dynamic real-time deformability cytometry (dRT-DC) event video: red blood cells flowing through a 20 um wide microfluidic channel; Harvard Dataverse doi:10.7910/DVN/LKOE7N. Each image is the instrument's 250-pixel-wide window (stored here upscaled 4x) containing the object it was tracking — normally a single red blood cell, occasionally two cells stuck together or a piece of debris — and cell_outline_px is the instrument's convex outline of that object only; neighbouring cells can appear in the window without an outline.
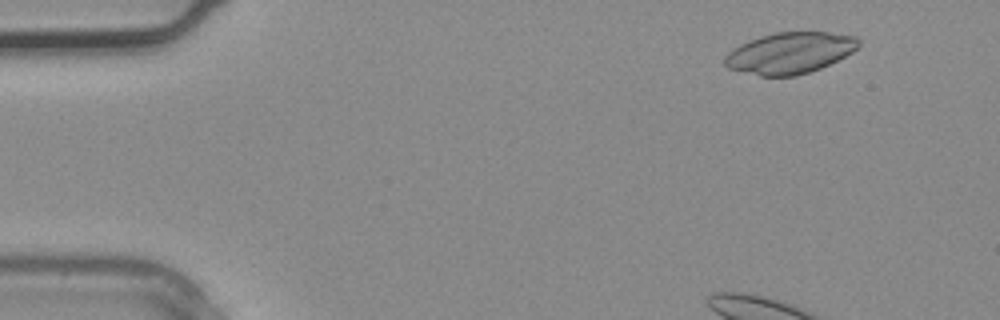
{"species": "common noctule bat (a hibernating species)", "species_latin": "Nyctalus noctula", "temperature_condition": "warm", "stored_images_in_passage": 3, "camera_frame_rate_fps": 3000, "um_per_image_px": 0.085, "animal": {"sex": "male", "body_mass_g": 20.4}, "frame": {"image": 1, "passage_image": 1, "time_ms": 0.0, "image_size_px": [1000, 320], "cell_outline_px": [[860, 44], [852, 52], [820, 68], [796, 76], [760, 76], [728, 68], [724, 64], [724, 56], [732, 48], [748, 40], [760, 36], [776, 32], [828, 32], [856, 36], [860, 40]], "centroid_in_image_um": [67.1, 4.49], "position_along_channel_um": 17.9, "area_um2": 32.14}}